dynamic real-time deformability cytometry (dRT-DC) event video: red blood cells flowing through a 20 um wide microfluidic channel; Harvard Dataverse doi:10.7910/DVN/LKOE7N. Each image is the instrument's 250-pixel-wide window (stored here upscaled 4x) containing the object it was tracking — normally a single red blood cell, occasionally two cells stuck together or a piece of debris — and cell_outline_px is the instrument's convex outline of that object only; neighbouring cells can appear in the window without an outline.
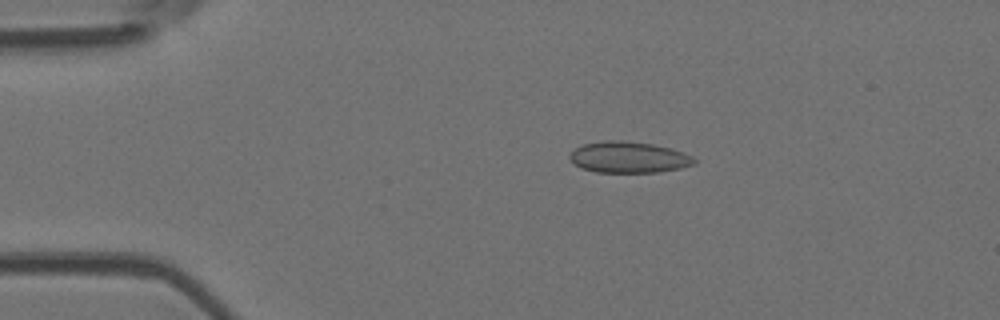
{"species": "Egyptian fruit bat (a non-hibernating species)", "species_latin": "Rousettus aegyptiacus", "temperature_condition": "room temperature", "stored_images_in_passage": 6, "camera_frame_rate_fps": 3000, "um_per_image_px": 0.085, "animal": {"sex": "female"}, "frame": {"image": 1, "passage_image": 2, "time_ms": 1.333, "image_size_px": [1000, 320], "cell_outline_px": [[696, 164], [680, 168], [660, 172], [596, 172], [580, 168], [568, 156], [576, 148], [584, 144], [604, 140], [624, 140], [652, 144], [668, 148], [692, 156], [696, 160]], "centroid_in_image_um": [53.43, 13.37], "position_along_channel_um": 31.6, "area_um2": 22.48}}
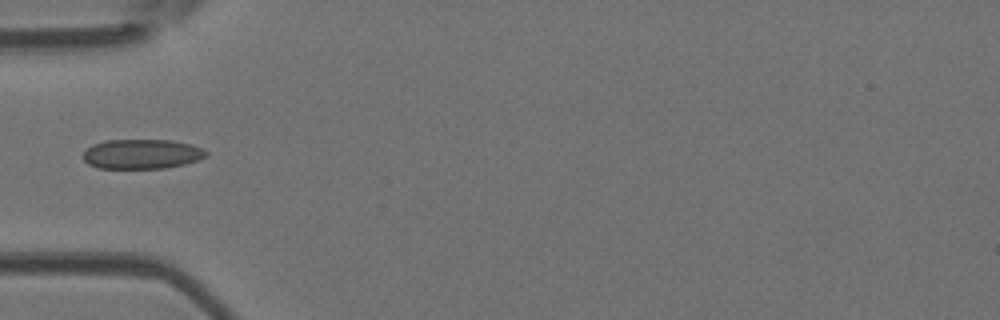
{"frame": {"image": 2, "passage_image": 4, "time_ms": 3.667, "image_size_px": [1000, 320], "cell_outline_px": [[208, 156], [184, 164], [164, 168], [96, 168], [88, 164], [84, 160], [84, 152], [92, 144], [104, 140], [172, 140], [188, 144], [200, 148], [208, 152]], "centroid_in_image_um": [12.02, 13.09], "position_along_channel_um": 73.0, "area_um2": 21.15}}
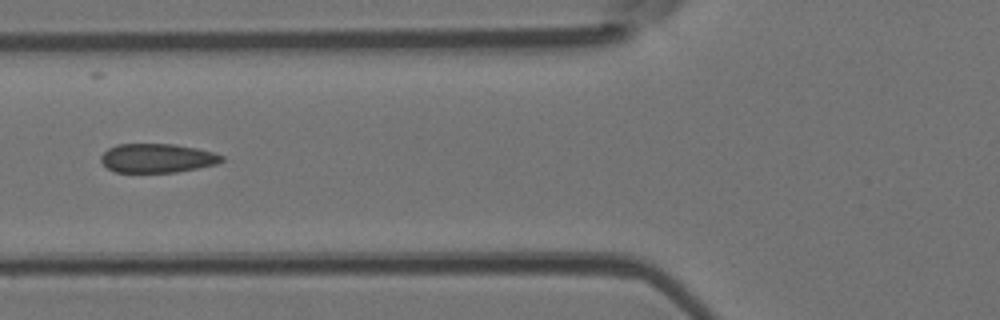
{"frame": {"image": 3, "passage_image": 5, "time_ms": 4.667, "image_size_px": [1000, 320], "cell_outline_px": [[224, 160], [216, 164], [176, 172], [116, 172], [108, 168], [100, 160], [100, 156], [108, 148], [116, 144], [176, 144], [216, 152], [224, 156]], "centroid_in_image_um": [13.37, 13.43], "position_along_channel_um": 112.4, "area_um2": 20.46}}